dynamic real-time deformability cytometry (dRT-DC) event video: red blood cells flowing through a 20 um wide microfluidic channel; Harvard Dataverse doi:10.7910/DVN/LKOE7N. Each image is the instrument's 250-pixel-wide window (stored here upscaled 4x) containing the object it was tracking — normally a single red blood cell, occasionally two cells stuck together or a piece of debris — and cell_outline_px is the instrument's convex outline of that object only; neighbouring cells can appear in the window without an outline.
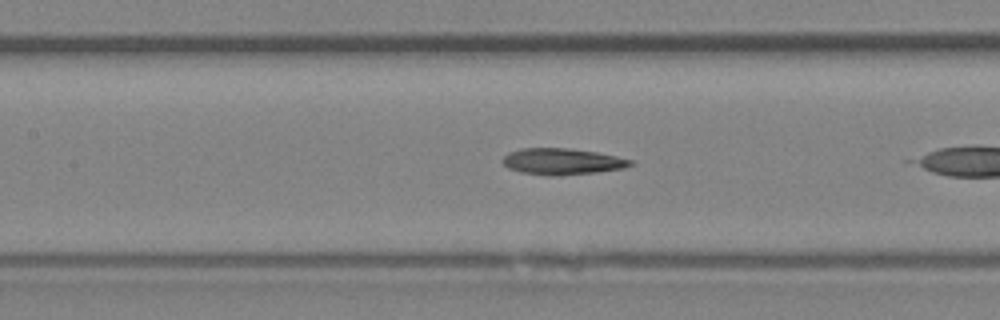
{"species": "Egyptian fruit bat (a non-hibernating species)", "species_latin": "Rousettus aegyptiacus", "temperature_condition": "room temperature", "stored_images_in_passage": 8, "camera_frame_rate_fps": 3000, "um_per_image_px": 0.085, "animal": {"sex": "female"}, "frame": {"image": 1, "passage_image": 7, "time_ms": 2.0, "image_size_px": [1000, 320], "cell_outline_px": [[636, 164], [624, 168], [596, 172], [560, 176], [548, 176], [520, 172], [508, 168], [500, 160], [508, 152], [520, 148], [568, 148], [596, 152], [616, 156], [632, 160]], "centroid_in_image_um": [47.76, 13.73], "position_along_channel_um": 159.6, "area_um2": 19.83}}